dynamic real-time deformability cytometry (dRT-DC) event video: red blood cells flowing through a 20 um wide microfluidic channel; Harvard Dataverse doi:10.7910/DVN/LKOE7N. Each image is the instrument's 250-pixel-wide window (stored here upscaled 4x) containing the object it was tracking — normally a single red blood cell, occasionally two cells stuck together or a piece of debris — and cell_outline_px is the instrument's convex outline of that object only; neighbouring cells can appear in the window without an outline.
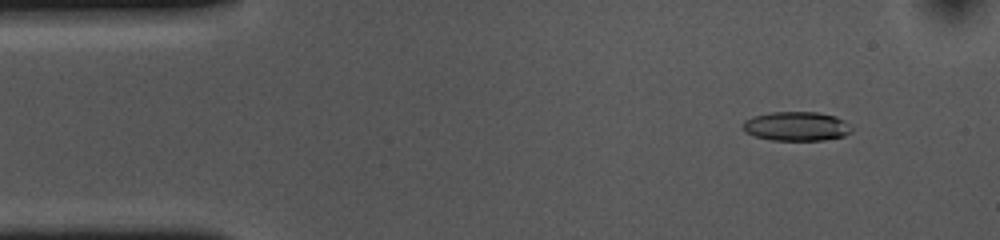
{"species": "common noctule bat (a hibernating species)", "species_latin": "Nyctalus noctula", "temperature_condition": "cold", "stored_images_in_passage": 53, "camera_frame_rate_fps": 3000, "um_per_image_px": 0.085, "animal": {"sex": "female", "body_mass_g": 10.0, "forearm_length_mm": 53.1}, "frame": {"image": 1, "passage_image": 5, "time_ms": 1.333, "image_size_px": [1000, 240], "cell_outline_px": [[852, 132], [844, 136], [824, 140], [772, 140], [756, 136], [744, 132], [744, 120], [752, 116], [772, 112], [820, 112], [836, 116], [844, 120], [852, 128]], "centroid_in_image_um": [67.72, 10.73], "position_along_channel_um": 17.3, "area_um2": 18.55}}
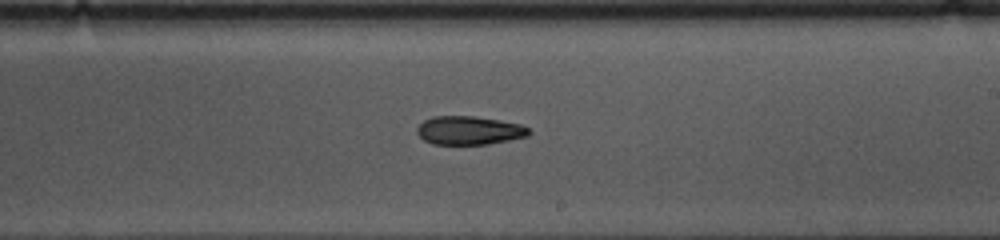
{"frame": {"image": 2, "passage_image": 30, "time_ms": 9.667, "image_size_px": [1000, 240], "cell_outline_px": [[532, 132], [528, 136], [488, 144], [432, 144], [424, 140], [416, 132], [416, 128], [424, 120], [432, 116], [472, 116], [500, 120], [520, 124], [528, 128]], "centroid_in_image_um": [39.87, 11.08], "position_along_channel_um": 249.1, "area_um2": 18.61}}
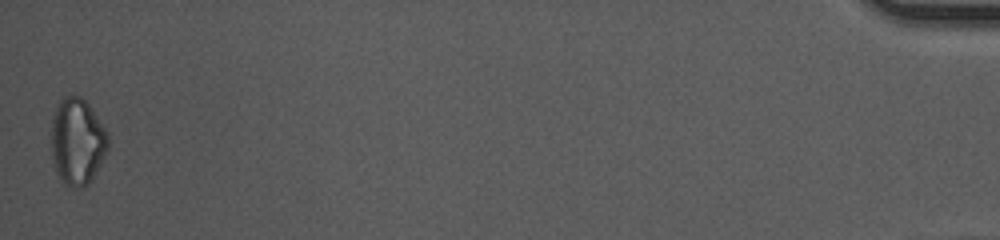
{"frame": {"image": 3, "passage_image": 53, "time_ms": 17.333, "image_size_px": [1000, 240], "cell_outline_px": [[108, 148], [100, 164], [88, 184], [84, 188], [72, 188], [64, 184], [56, 172], [52, 160], [52, 116], [56, 104], [64, 96], [80, 96], [88, 104], [108, 132]], "centroid_in_image_um": [6.55, 12.04], "position_along_channel_um": 428.6, "area_um2": 28.73}, "authors_computed_cell_mechanics": {"area_um2": 19.363, "velocity_mm_per_s": 3.6533, "shape_relaxation_time_tau1_ms": 3.4585, "shape_relaxation_time_tau2_ms": null, "deformation_change_tau1": 0.1145, "deformation_change_tau2": null}}